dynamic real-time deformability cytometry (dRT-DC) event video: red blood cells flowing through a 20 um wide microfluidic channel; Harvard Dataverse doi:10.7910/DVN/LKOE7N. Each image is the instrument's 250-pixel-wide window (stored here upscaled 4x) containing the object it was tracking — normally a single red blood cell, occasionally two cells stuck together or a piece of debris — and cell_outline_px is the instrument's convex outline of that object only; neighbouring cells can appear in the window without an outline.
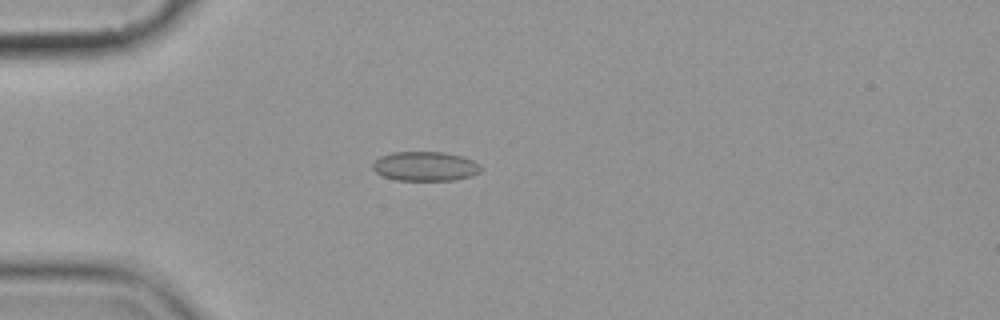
{"species": "common noctule bat (a hibernating species)", "species_latin": "Nyctalus noctula", "temperature_condition": "cold", "stored_images_in_passage": 6, "camera_frame_rate_fps": 3000, "um_per_image_px": 0.085, "animal": {"sex": "female", "body_mass_g": 19.9}, "frame": {"image": 1, "passage_image": 5, "time_ms": 5.0, "image_size_px": [1000, 320], "cell_outline_px": [[480, 172], [472, 176], [452, 180], [396, 180], [384, 176], [376, 172], [372, 168], [372, 164], [380, 156], [392, 152], [444, 152], [460, 156], [472, 160], [480, 168]], "centroid_in_image_um": [36.1, 14.13], "position_along_channel_um": 48.9, "area_um2": 18.32}}